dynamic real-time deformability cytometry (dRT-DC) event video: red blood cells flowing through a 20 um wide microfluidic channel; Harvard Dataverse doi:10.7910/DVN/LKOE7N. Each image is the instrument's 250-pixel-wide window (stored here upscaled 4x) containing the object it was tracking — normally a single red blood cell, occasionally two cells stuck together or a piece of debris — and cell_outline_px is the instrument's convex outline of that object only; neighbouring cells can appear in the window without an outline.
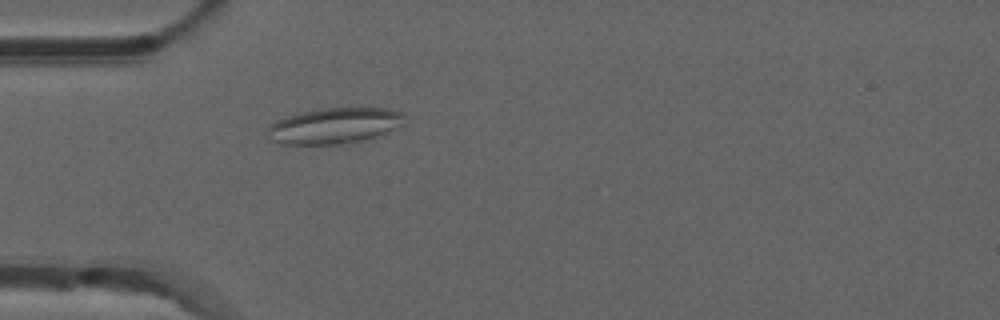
{"species": "common noctule bat (a hibernating species)", "species_latin": "Nyctalus noctula", "temperature_condition": "room temperature", "stored_images_in_passage": 33, "camera_frame_rate_fps": 3000, "um_per_image_px": 0.085, "animal": {"sex": "male", "forearm_length_mm": 52.5}, "frame": {"image": 1, "passage_image": 3, "time_ms": 0.667, "image_size_px": [1000, 320], "cell_outline_px": [[404, 116], [392, 128], [384, 132], [360, 140], [340, 144], [280, 144], [268, 140], [268, 128], [276, 120], [300, 112], [320, 108], [388, 108], [400, 112]], "centroid_in_image_um": [28.28, 10.68], "position_along_channel_um": 56.7, "area_um2": 27.86}}
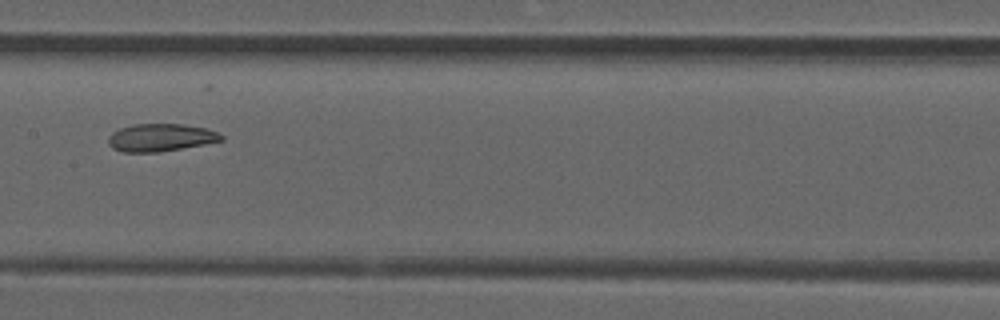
{"frame": {"image": 2, "passage_image": 14, "time_ms": 4.333, "image_size_px": [1000, 320], "cell_outline_px": [[224, 140], [204, 144], [160, 152], [124, 152], [112, 148], [108, 144], [108, 136], [112, 132], [120, 128], [132, 124], [180, 124], [204, 128], [216, 132], [224, 136]], "centroid_in_image_um": [13.62, 11.69], "position_along_channel_um": 193.8, "area_um2": 18.15}}
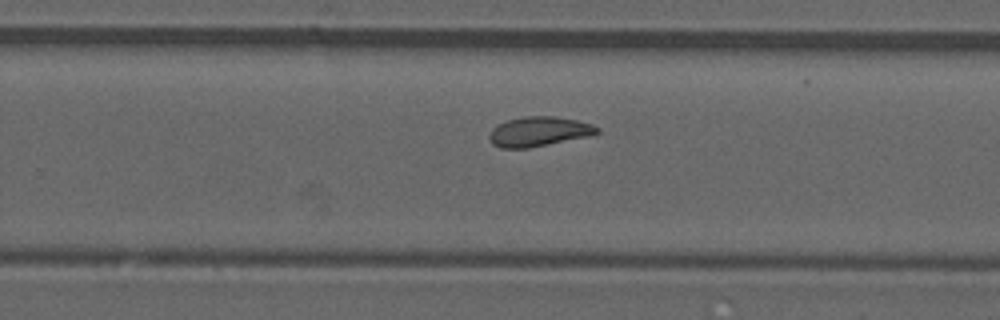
{"frame": {"image": 3, "passage_image": 21, "time_ms": 6.667, "image_size_px": [1000, 320], "cell_outline_px": [[600, 132], [592, 136], [528, 148], [500, 148], [492, 144], [488, 136], [492, 128], [496, 124], [508, 120], [524, 116], [556, 116], [576, 120], [592, 124], [600, 128]], "centroid_in_image_um": [45.81, 11.18], "position_along_channel_um": 284.0, "area_um2": 18.9}, "authors_computed_cell_mechanics": {"area_um2": 18.4382, "velocity_mm_per_s": 3.8909, "shape_relaxation_time_tau1_ms": null, "shape_relaxation_time_tau2_ms": 2.7221, "deformation_change_tau1": null, "deformation_change_tau2": 0.0938}}